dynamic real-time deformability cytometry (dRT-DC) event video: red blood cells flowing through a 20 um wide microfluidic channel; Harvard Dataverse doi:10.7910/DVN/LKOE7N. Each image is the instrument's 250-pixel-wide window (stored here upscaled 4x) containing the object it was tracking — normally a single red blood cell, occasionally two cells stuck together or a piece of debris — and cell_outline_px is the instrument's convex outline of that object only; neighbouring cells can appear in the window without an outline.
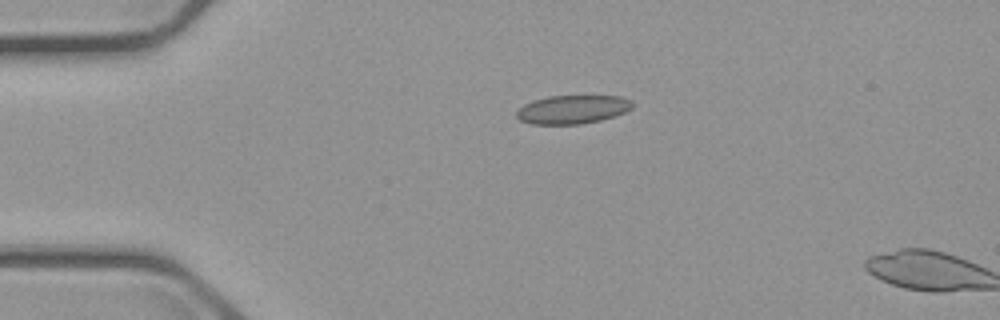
{"species": "common noctule bat (a hibernating species)", "species_latin": "Nyctalus noctula", "temperature_condition": "cold", "stored_images_in_passage": 2, "camera_frame_rate_fps": 3000, "um_per_image_px": 0.085, "animal": {"sex": "male", "body_mass_g": 23.1, "forearm_length_mm": 52.7}, "frame": {"image": 1, "passage_image": 1, "time_ms": 0.0, "image_size_px": [1000, 320], "cell_outline_px": [[632, 108], [616, 116], [600, 120], [580, 124], [532, 124], [520, 120], [516, 116], [516, 112], [524, 104], [548, 96], [620, 96], [632, 100]], "centroid_in_image_um": [48.68, 9.3], "position_along_channel_um": 36.3, "area_um2": 19.19}}